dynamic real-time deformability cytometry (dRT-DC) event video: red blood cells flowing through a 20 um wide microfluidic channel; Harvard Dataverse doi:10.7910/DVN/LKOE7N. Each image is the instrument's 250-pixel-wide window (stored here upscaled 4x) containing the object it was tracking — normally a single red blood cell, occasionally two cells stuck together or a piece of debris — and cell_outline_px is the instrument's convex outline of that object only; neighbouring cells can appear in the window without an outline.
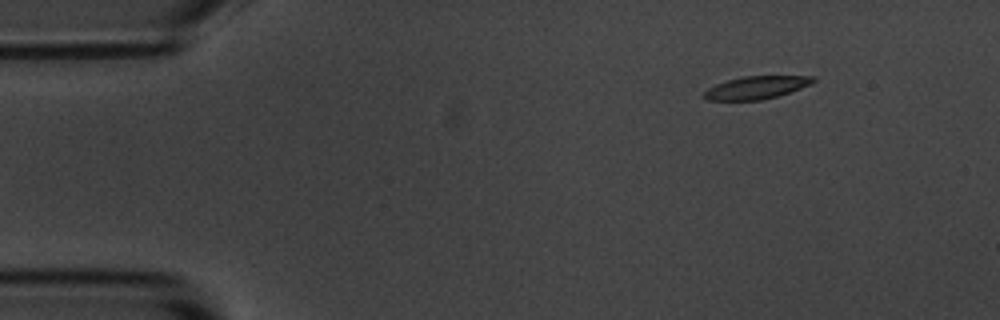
{"species": "common noctule bat (a hibernating species)", "species_latin": "Nyctalus noctula", "temperature_condition": "room temperature", "stored_images_in_passage": 8, "camera_frame_rate_fps": 3000, "um_per_image_px": 0.085, "animal": {"sex": "male", "body_mass_g": 20.1, "forearm_length_mm": 53.5}, "frame": {"image": 1, "passage_image": 2, "time_ms": 1.0, "image_size_px": [1000, 320], "cell_outline_px": [[816, 80], [812, 84], [776, 96], [760, 100], [704, 100], [704, 92], [708, 88], [716, 84], [728, 80], [744, 76], [816, 76]], "centroid_in_image_um": [64.29, 7.44], "position_along_channel_um": 20.7, "area_um2": 14.33}}
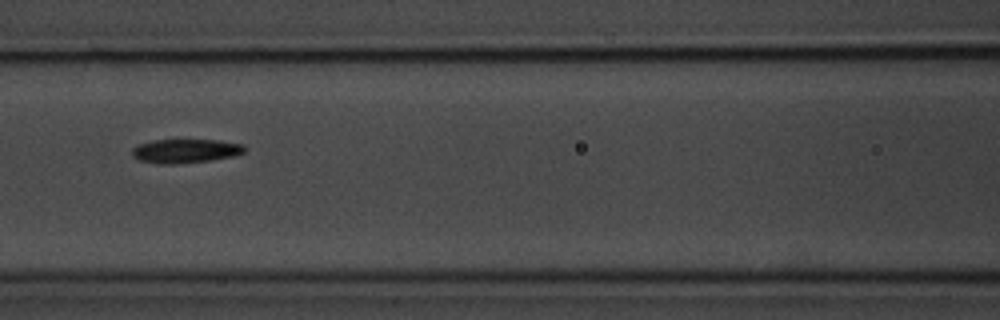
{"frame": {"image": 2, "passage_image": 7, "time_ms": 6.667, "image_size_px": [1000, 320], "cell_outline_px": [[244, 152], [232, 156], [208, 160], [180, 164], [156, 164], [140, 160], [132, 156], [132, 148], [140, 144], [156, 140], [220, 140], [240, 144], [244, 148]], "centroid_in_image_um": [15.71, 12.84], "position_along_channel_um": 150.9, "area_um2": 15.49}}
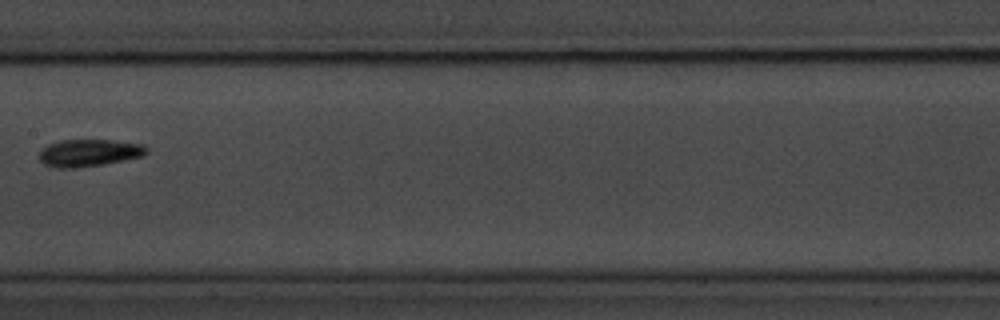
{"frame": {"image": 3, "passage_image": 8, "time_ms": 8.0, "image_size_px": [1000, 320], "cell_outline_px": [[148, 152], [144, 156], [104, 164], [80, 168], [56, 168], [44, 164], [40, 160], [40, 152], [48, 144], [60, 140], [112, 140], [140, 144], [148, 148]], "centroid_in_image_um": [7.57, 13.0], "position_along_channel_um": 199.8, "area_um2": 17.05}}